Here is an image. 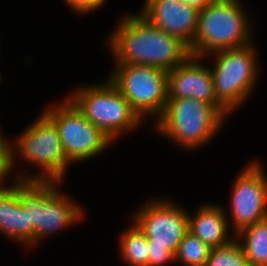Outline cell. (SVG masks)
Wrapping results in <instances>:
<instances>
[{
	"instance_id": "obj_1",
	"label": "cell",
	"mask_w": 267,
	"mask_h": 266,
	"mask_svg": "<svg viewBox=\"0 0 267 266\" xmlns=\"http://www.w3.org/2000/svg\"><path fill=\"white\" fill-rule=\"evenodd\" d=\"M108 39L116 64H143L172 70L192 54L179 38L153 26L141 14H126Z\"/></svg>"
},
{
	"instance_id": "obj_2",
	"label": "cell",
	"mask_w": 267,
	"mask_h": 266,
	"mask_svg": "<svg viewBox=\"0 0 267 266\" xmlns=\"http://www.w3.org/2000/svg\"><path fill=\"white\" fill-rule=\"evenodd\" d=\"M226 118L212 105L195 98L167 99L153 129L185 150L204 147L220 132Z\"/></svg>"
},
{
	"instance_id": "obj_3",
	"label": "cell",
	"mask_w": 267,
	"mask_h": 266,
	"mask_svg": "<svg viewBox=\"0 0 267 266\" xmlns=\"http://www.w3.org/2000/svg\"><path fill=\"white\" fill-rule=\"evenodd\" d=\"M59 184L61 181L19 182V199L33 226V246L85 218L83 207L62 193Z\"/></svg>"
},
{
	"instance_id": "obj_4",
	"label": "cell",
	"mask_w": 267,
	"mask_h": 266,
	"mask_svg": "<svg viewBox=\"0 0 267 266\" xmlns=\"http://www.w3.org/2000/svg\"><path fill=\"white\" fill-rule=\"evenodd\" d=\"M239 1L215 0L199 10L197 31L189 47L193 56L204 58L252 43L253 19L247 16Z\"/></svg>"
},
{
	"instance_id": "obj_5",
	"label": "cell",
	"mask_w": 267,
	"mask_h": 266,
	"mask_svg": "<svg viewBox=\"0 0 267 266\" xmlns=\"http://www.w3.org/2000/svg\"><path fill=\"white\" fill-rule=\"evenodd\" d=\"M20 135L10 142V168L16 157L35 165L38 173L17 174L20 180L61 181L71 165L64 155L59 132L55 124L42 112ZM14 143V144H13ZM17 153V154H16ZM17 155V156H16ZM20 155V156H19ZM16 156V157H15ZM27 175V176H26Z\"/></svg>"
},
{
	"instance_id": "obj_6",
	"label": "cell",
	"mask_w": 267,
	"mask_h": 266,
	"mask_svg": "<svg viewBox=\"0 0 267 266\" xmlns=\"http://www.w3.org/2000/svg\"><path fill=\"white\" fill-rule=\"evenodd\" d=\"M69 95L67 98L86 119L101 129L113 142L120 135L134 132L139 129V125L145 123L108 78L103 83L75 88Z\"/></svg>"
},
{
	"instance_id": "obj_7",
	"label": "cell",
	"mask_w": 267,
	"mask_h": 266,
	"mask_svg": "<svg viewBox=\"0 0 267 266\" xmlns=\"http://www.w3.org/2000/svg\"><path fill=\"white\" fill-rule=\"evenodd\" d=\"M253 43L214 52L212 71L215 98L232 114L247 100L259 79L260 65ZM215 54V55H214Z\"/></svg>"
},
{
	"instance_id": "obj_8",
	"label": "cell",
	"mask_w": 267,
	"mask_h": 266,
	"mask_svg": "<svg viewBox=\"0 0 267 266\" xmlns=\"http://www.w3.org/2000/svg\"><path fill=\"white\" fill-rule=\"evenodd\" d=\"M108 79L142 120L158 119L167 103L168 71L151 65L115 64ZM156 117V118H155Z\"/></svg>"
},
{
	"instance_id": "obj_9",
	"label": "cell",
	"mask_w": 267,
	"mask_h": 266,
	"mask_svg": "<svg viewBox=\"0 0 267 266\" xmlns=\"http://www.w3.org/2000/svg\"><path fill=\"white\" fill-rule=\"evenodd\" d=\"M61 102L48 106L43 113L57 127L64 155L70 163L85 162L110 148L114 142L68 98Z\"/></svg>"
},
{
	"instance_id": "obj_10",
	"label": "cell",
	"mask_w": 267,
	"mask_h": 266,
	"mask_svg": "<svg viewBox=\"0 0 267 266\" xmlns=\"http://www.w3.org/2000/svg\"><path fill=\"white\" fill-rule=\"evenodd\" d=\"M264 166L248 163L236 176L230 192V219L237 234L243 228L267 218V174ZM230 218V219H229Z\"/></svg>"
},
{
	"instance_id": "obj_11",
	"label": "cell",
	"mask_w": 267,
	"mask_h": 266,
	"mask_svg": "<svg viewBox=\"0 0 267 266\" xmlns=\"http://www.w3.org/2000/svg\"><path fill=\"white\" fill-rule=\"evenodd\" d=\"M188 212L174 200L157 199L146 202L132 214V221L144 232L151 245L164 246L174 254L189 231Z\"/></svg>"
},
{
	"instance_id": "obj_12",
	"label": "cell",
	"mask_w": 267,
	"mask_h": 266,
	"mask_svg": "<svg viewBox=\"0 0 267 266\" xmlns=\"http://www.w3.org/2000/svg\"><path fill=\"white\" fill-rule=\"evenodd\" d=\"M202 60L205 59L191 55L168 71L167 99L192 97L204 101L212 104L227 120L230 112L215 98L211 68L204 65Z\"/></svg>"
},
{
	"instance_id": "obj_13",
	"label": "cell",
	"mask_w": 267,
	"mask_h": 266,
	"mask_svg": "<svg viewBox=\"0 0 267 266\" xmlns=\"http://www.w3.org/2000/svg\"><path fill=\"white\" fill-rule=\"evenodd\" d=\"M139 12L153 26L184 41L193 43L199 10L181 0H145Z\"/></svg>"
},
{
	"instance_id": "obj_14",
	"label": "cell",
	"mask_w": 267,
	"mask_h": 266,
	"mask_svg": "<svg viewBox=\"0 0 267 266\" xmlns=\"http://www.w3.org/2000/svg\"><path fill=\"white\" fill-rule=\"evenodd\" d=\"M12 180L11 186L0 185V235L27 246V249L33 247V226L29 224L28 212L19 199L21 180Z\"/></svg>"
},
{
	"instance_id": "obj_15",
	"label": "cell",
	"mask_w": 267,
	"mask_h": 266,
	"mask_svg": "<svg viewBox=\"0 0 267 266\" xmlns=\"http://www.w3.org/2000/svg\"><path fill=\"white\" fill-rule=\"evenodd\" d=\"M195 212L193 215L188 213V230L210 248L223 246L235 239V233L232 237L229 232L231 224L223 206L202 203Z\"/></svg>"
},
{
	"instance_id": "obj_16",
	"label": "cell",
	"mask_w": 267,
	"mask_h": 266,
	"mask_svg": "<svg viewBox=\"0 0 267 266\" xmlns=\"http://www.w3.org/2000/svg\"><path fill=\"white\" fill-rule=\"evenodd\" d=\"M235 238L250 266H267V218L243 228Z\"/></svg>"
},
{
	"instance_id": "obj_17",
	"label": "cell",
	"mask_w": 267,
	"mask_h": 266,
	"mask_svg": "<svg viewBox=\"0 0 267 266\" xmlns=\"http://www.w3.org/2000/svg\"><path fill=\"white\" fill-rule=\"evenodd\" d=\"M121 232L120 257L128 266H149L148 238L134 221Z\"/></svg>"
},
{
	"instance_id": "obj_18",
	"label": "cell",
	"mask_w": 267,
	"mask_h": 266,
	"mask_svg": "<svg viewBox=\"0 0 267 266\" xmlns=\"http://www.w3.org/2000/svg\"><path fill=\"white\" fill-rule=\"evenodd\" d=\"M211 248L188 231L179 244L175 262L184 266H205Z\"/></svg>"
},
{
	"instance_id": "obj_19",
	"label": "cell",
	"mask_w": 267,
	"mask_h": 266,
	"mask_svg": "<svg viewBox=\"0 0 267 266\" xmlns=\"http://www.w3.org/2000/svg\"><path fill=\"white\" fill-rule=\"evenodd\" d=\"M205 266H250L237 238L228 244L211 248Z\"/></svg>"
},
{
	"instance_id": "obj_20",
	"label": "cell",
	"mask_w": 267,
	"mask_h": 266,
	"mask_svg": "<svg viewBox=\"0 0 267 266\" xmlns=\"http://www.w3.org/2000/svg\"><path fill=\"white\" fill-rule=\"evenodd\" d=\"M149 266H164L175 262V254L164 246L151 245L148 242Z\"/></svg>"
},
{
	"instance_id": "obj_21",
	"label": "cell",
	"mask_w": 267,
	"mask_h": 266,
	"mask_svg": "<svg viewBox=\"0 0 267 266\" xmlns=\"http://www.w3.org/2000/svg\"><path fill=\"white\" fill-rule=\"evenodd\" d=\"M1 132L0 129V185L6 183L8 176L11 175L10 142L6 140L7 138Z\"/></svg>"
},
{
	"instance_id": "obj_22",
	"label": "cell",
	"mask_w": 267,
	"mask_h": 266,
	"mask_svg": "<svg viewBox=\"0 0 267 266\" xmlns=\"http://www.w3.org/2000/svg\"><path fill=\"white\" fill-rule=\"evenodd\" d=\"M64 3L71 8V10L77 15L89 14L95 12L105 5L108 0H63Z\"/></svg>"
},
{
	"instance_id": "obj_23",
	"label": "cell",
	"mask_w": 267,
	"mask_h": 266,
	"mask_svg": "<svg viewBox=\"0 0 267 266\" xmlns=\"http://www.w3.org/2000/svg\"><path fill=\"white\" fill-rule=\"evenodd\" d=\"M183 3L189 4L190 6H193L197 8L198 10H201L205 8L206 6L213 3L215 0H181Z\"/></svg>"
}]
</instances>
